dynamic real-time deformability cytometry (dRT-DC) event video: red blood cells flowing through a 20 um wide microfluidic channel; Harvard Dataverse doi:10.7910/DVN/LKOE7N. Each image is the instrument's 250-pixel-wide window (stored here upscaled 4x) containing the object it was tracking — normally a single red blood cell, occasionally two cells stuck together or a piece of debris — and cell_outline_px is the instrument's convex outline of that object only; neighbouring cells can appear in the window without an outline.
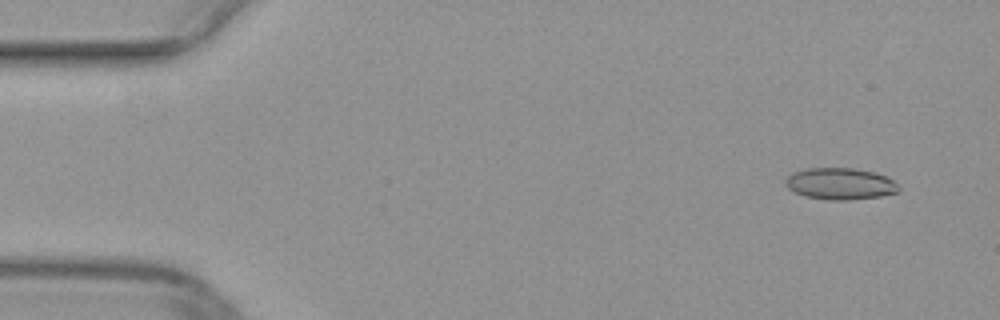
{"species": "common noctule bat (a hibernating species)", "species_latin": "Nyctalus noctula", "temperature_condition": "warm", "stored_images_in_passage": 37, "camera_frame_rate_fps": 3000, "um_per_image_px": 0.085, "animal": {"sex": "female", "body_mass_g": 29.2, "forearm_length_mm": 56.3}, "frame": {"image": 1, "passage_image": 3, "time_ms": 0.667, "image_size_px": [1000, 320], "cell_outline_px": [[900, 188], [896, 192], [880, 196], [848, 200], [828, 200], [804, 196], [788, 188], [784, 184], [784, 180], [788, 176], [796, 172], [808, 168], [856, 168], [876, 172], [892, 180]], "centroid_in_image_um": [71.4, 15.62], "position_along_channel_um": 13.6, "area_um2": 20.75}}
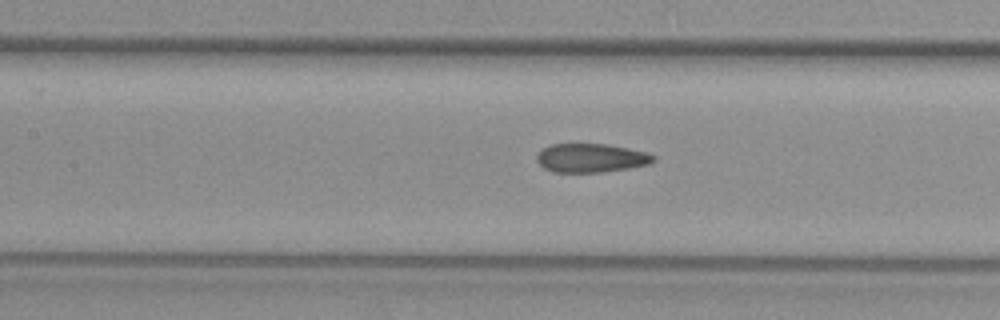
{"frame": {"image": 2, "passage_image": 22, "time_ms": 7.0, "image_size_px": [1000, 320], "cell_outline_px": [[656, 160], [648, 164], [628, 168], [600, 172], [552, 172], [544, 168], [536, 160], [536, 152], [540, 148], [552, 144], [608, 144], [648, 152], [656, 156]], "centroid_in_image_um": [50.21, 13.42], "position_along_channel_um": 157.2, "area_um2": 19.77}}
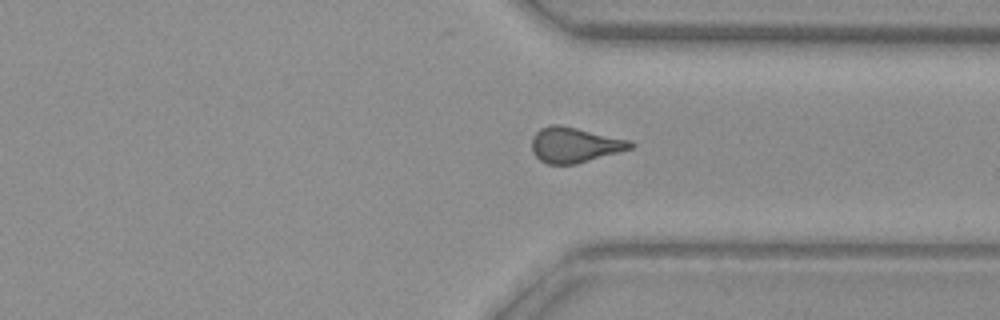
{"frame": {"image": 3, "passage_image": 37, "time_ms": 12.0, "image_size_px": [1000, 320], "cell_outline_px": [[636, 144], [632, 148], [576, 164], [548, 164], [540, 160], [532, 152], [532, 136], [540, 128], [552, 124], [560, 124], [632, 140]], "centroid_in_image_um": [48.85, 12.3], "position_along_channel_um": 362.6, "area_um2": 20.4}}